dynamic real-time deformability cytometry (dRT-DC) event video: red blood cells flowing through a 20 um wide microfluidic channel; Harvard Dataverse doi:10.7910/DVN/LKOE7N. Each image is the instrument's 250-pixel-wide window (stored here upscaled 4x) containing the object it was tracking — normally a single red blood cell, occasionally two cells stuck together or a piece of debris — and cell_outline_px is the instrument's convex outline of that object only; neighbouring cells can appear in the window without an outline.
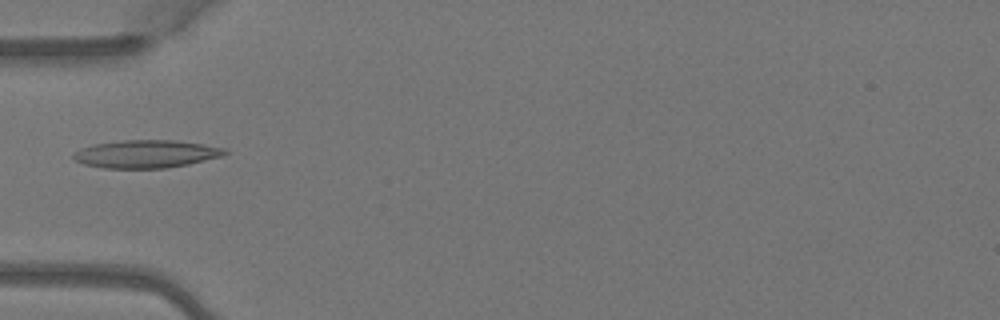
{"species": "Egyptian fruit bat (a non-hibernating species)", "species_latin": "Rousettus aegyptiacus", "temperature_condition": "warm", "stored_images_in_passage": 5, "camera_frame_rate_fps": 3000, "um_per_image_px": 0.085, "animal": {"sex": "female"}, "frame": {"image": 1, "passage_image": 4, "time_ms": 1.0, "image_size_px": [1000, 320], "cell_outline_px": [[228, 152], [224, 156], [188, 164], [164, 168], [104, 168], [84, 164], [76, 160], [72, 156], [80, 148], [92, 144], [124, 140], [176, 140], [224, 148]], "centroid_in_image_um": [12.42, 13.08], "position_along_channel_um": 72.6, "area_um2": 24.45}}
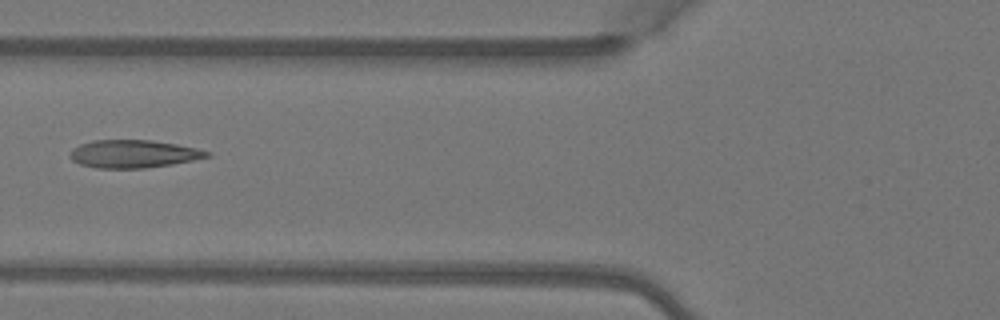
{"frame": {"image": 2, "passage_image": 5, "time_ms": 1.333, "image_size_px": [1000, 320], "cell_outline_px": [[212, 156], [172, 164], [144, 168], [96, 168], [80, 164], [72, 160], [68, 156], [72, 148], [80, 144], [92, 140], [152, 140], [176, 144], [196, 148], [212, 152]], "centroid_in_image_um": [11.33, 13.08], "position_along_channel_um": 114.5, "area_um2": 22.31}}